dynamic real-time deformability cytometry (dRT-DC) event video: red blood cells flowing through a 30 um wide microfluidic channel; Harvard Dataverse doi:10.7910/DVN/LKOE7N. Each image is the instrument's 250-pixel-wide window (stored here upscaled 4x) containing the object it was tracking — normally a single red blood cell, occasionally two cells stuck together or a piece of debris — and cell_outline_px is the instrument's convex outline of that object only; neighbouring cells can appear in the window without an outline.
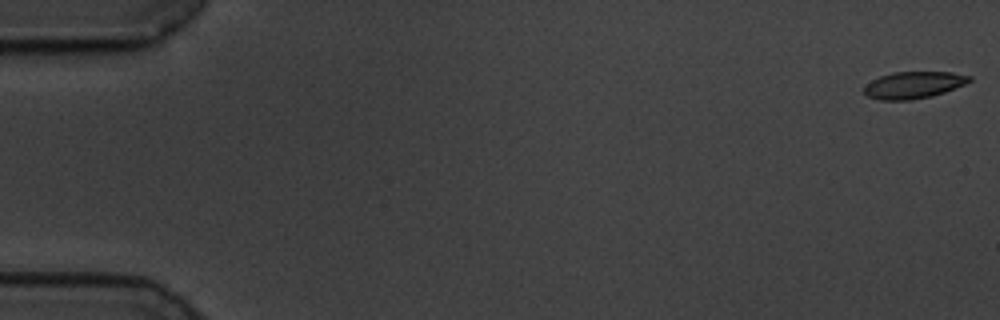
{"species": "common noctule bat (a hibernating species)", "species_latin": "Nyctalus noctula", "temperature_condition": "cold", "stored_images_in_passage": 59, "camera_frame_rate_fps": 3000, "um_per_image_px": 0.085, "animal": {"sex": "male", "body_mass_g": 19.5, "forearm_length_mm": 54.6}, "frame": {"image": 1, "passage_image": 1, "time_ms": 0.0, "image_size_px": [1000, 320], "cell_outline_px": [[972, 80], [964, 84], [944, 92], [932, 96], [912, 100], [880, 100], [868, 96], [864, 92], [864, 88], [872, 80], [880, 76], [892, 72], [952, 72], [972, 76]], "centroid_in_image_um": [77.67, 7.22], "position_along_channel_um": 7.3, "area_um2": 16.42}}
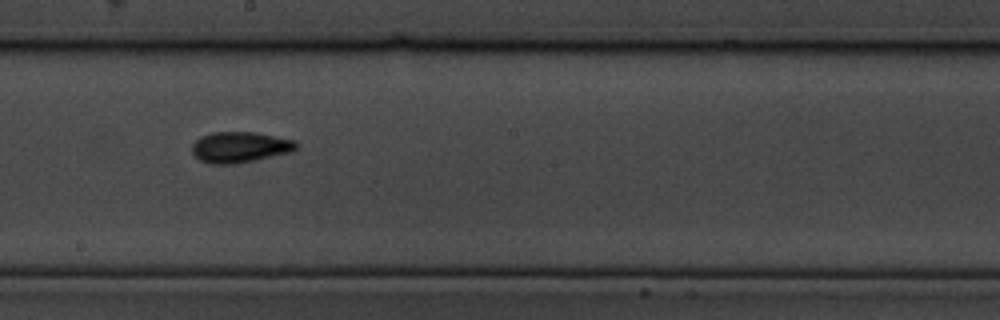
{"frame": {"image": 2, "passage_image": 33, "time_ms": 10.667, "image_size_px": [1000, 320], "cell_outline_px": [[300, 144], [292, 152], [256, 160], [236, 164], [208, 164], [200, 160], [192, 152], [192, 144], [200, 136], [212, 132], [256, 132], [296, 140]], "centroid_in_image_um": [20.42, 12.51], "position_along_channel_um": 227.8, "area_um2": 19.02}}
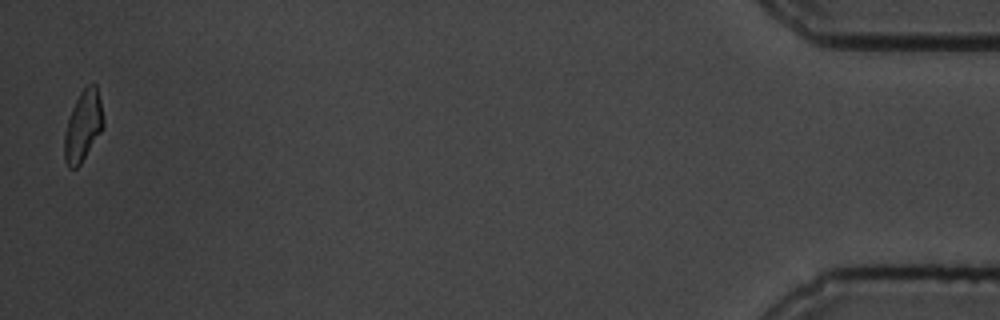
{"frame": {"image": 3, "passage_image": 58, "time_ms": 19.0, "image_size_px": [1000, 320], "cell_outline_px": [[104, 124], [100, 132], [80, 164], [76, 168], [68, 168], [64, 160], [64, 136], [68, 120], [72, 108], [80, 92], [88, 84], [96, 84], [100, 100], [104, 120]], "centroid_in_image_um": [7.05, 10.71], "position_along_channel_um": 428.2, "area_um2": 15.78}, "authors_computed_cell_mechanics": {"area_um2": 17.051, "velocity_mm_per_s": 3.4593, "shape_relaxation_time_tau1_ms": 3.3922, "shape_relaxation_time_tau2_ms": 4.1101, "deformation_change_tau1": 0.1153, "deformation_change_tau2": 0.089}}